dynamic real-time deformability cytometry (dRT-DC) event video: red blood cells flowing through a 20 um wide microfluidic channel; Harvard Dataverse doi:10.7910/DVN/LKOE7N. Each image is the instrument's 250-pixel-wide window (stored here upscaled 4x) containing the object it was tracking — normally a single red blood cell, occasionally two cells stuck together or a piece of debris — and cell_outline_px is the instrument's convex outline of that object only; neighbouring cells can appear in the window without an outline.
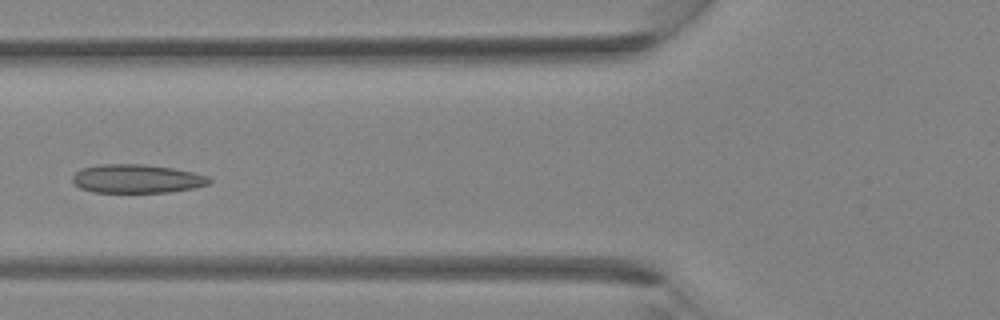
{"species": "Egyptian fruit bat (a non-hibernating species)", "species_latin": "Rousettus aegyptiacus", "temperature_condition": "room temperature", "stored_images_in_passage": 38, "camera_frame_rate_fps": 3000, "um_per_image_px": 0.085, "animal": {"sex": "female"}, "frame": {"image": 1, "passage_image": 15, "time_ms": 4.667, "image_size_px": [1000, 320], "cell_outline_px": [[212, 180], [208, 184], [192, 188], [168, 192], [92, 192], [80, 188], [72, 180], [72, 176], [80, 168], [96, 164], [144, 164], [172, 168], [192, 172], [208, 176]], "centroid_in_image_um": [11.59, 15.18], "position_along_channel_um": 114.2, "area_um2": 22.83}}
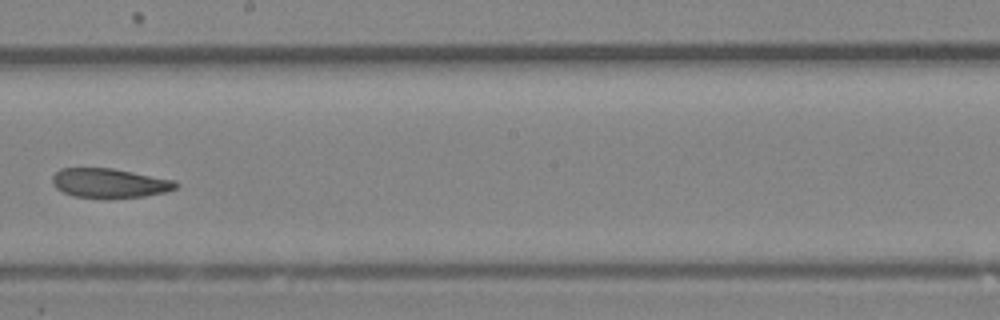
{"frame": {"image": 2, "passage_image": 22, "time_ms": 7.0, "image_size_px": [1000, 320], "cell_outline_px": [[180, 184], [176, 188], [164, 192], [144, 196], [72, 196], [56, 188], [52, 184], [52, 176], [60, 168], [112, 168], [176, 180]], "centroid_in_image_um": [9.31, 15.53], "position_along_channel_um": 238.9, "area_um2": 20.63}}
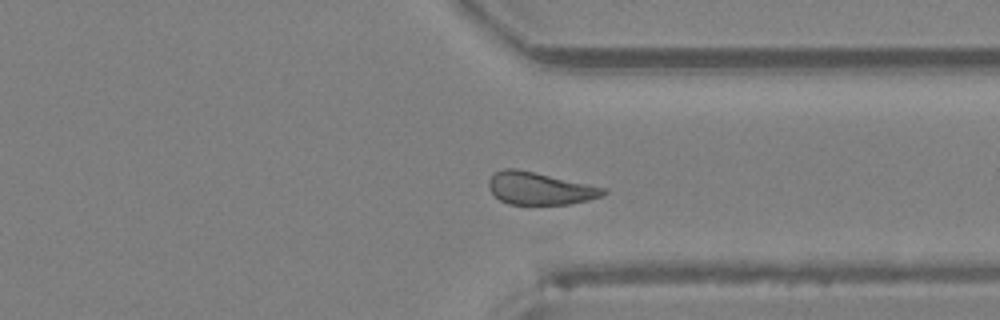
{"frame": {"image": 3, "passage_image": 29, "time_ms": 9.333, "image_size_px": [1000, 320], "cell_outline_px": [[608, 192], [604, 196], [572, 204], [508, 204], [500, 200], [488, 188], [488, 180], [496, 172], [504, 168], [516, 168], [536, 172], [608, 188]], "centroid_in_image_um": [45.93, 16.01], "position_along_channel_um": 365.5, "area_um2": 21.91}}